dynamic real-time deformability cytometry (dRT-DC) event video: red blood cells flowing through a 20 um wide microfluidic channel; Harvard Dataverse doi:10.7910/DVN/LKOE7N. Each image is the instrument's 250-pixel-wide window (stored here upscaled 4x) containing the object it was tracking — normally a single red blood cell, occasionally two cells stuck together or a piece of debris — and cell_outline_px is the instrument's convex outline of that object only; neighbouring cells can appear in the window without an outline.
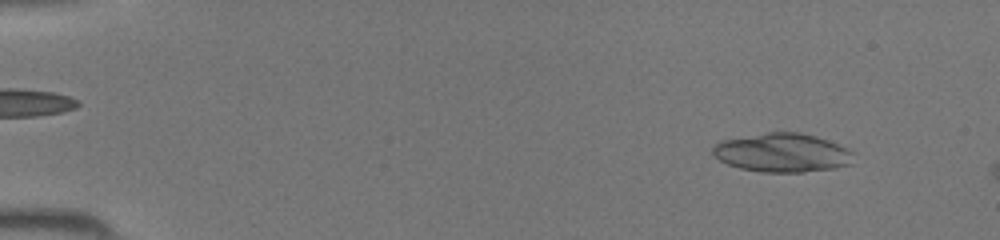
{"species": "common noctule bat (a hibernating species)", "species_latin": "Nyctalus noctula", "temperature_condition": "room temperature", "stored_images_in_passage": 45, "camera_frame_rate_fps": 3000, "um_per_image_px": 0.085, "animal": {"sex": "female", "body_mass_g": 19.5, "forearm_length_mm": 54.1}, "frame": {"image": 1, "passage_image": 4, "time_ms": 1.0, "image_size_px": [1000, 240], "cell_outline_px": [[852, 164], [836, 168], [804, 172], [760, 172], [740, 168], [728, 164], [720, 160], [712, 152], [712, 148], [720, 140], [768, 132], [800, 132], [816, 136], [828, 140], [848, 148], [852, 152]], "centroid_in_image_um": [66.51, 12.98], "position_along_channel_um": 18.5, "area_um2": 31.91}}